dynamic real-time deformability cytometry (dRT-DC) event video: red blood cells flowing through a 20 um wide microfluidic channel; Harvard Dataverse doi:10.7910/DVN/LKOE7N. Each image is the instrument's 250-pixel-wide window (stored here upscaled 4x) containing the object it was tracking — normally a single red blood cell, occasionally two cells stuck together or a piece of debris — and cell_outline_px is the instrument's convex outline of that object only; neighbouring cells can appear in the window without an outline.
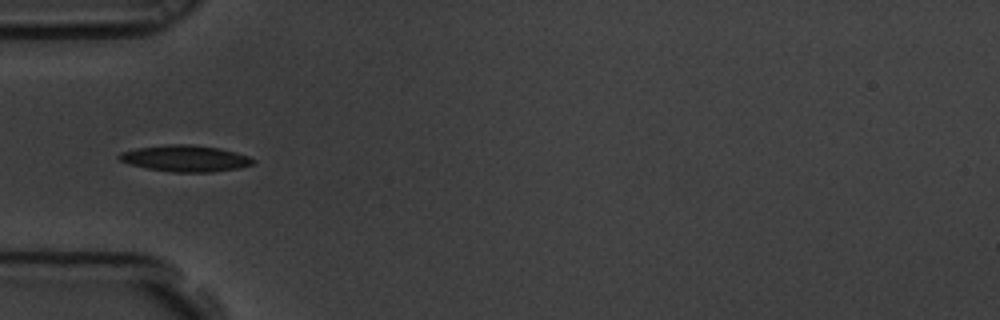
{"species": "common noctule bat (a hibernating species)", "species_latin": "Nyctalus noctula", "temperature_condition": "room temperature", "stored_images_in_passage": 6, "camera_frame_rate_fps": 3000, "um_per_image_px": 0.085, "animal": {"sex": "male", "body_mass_g": 19.5, "forearm_length_mm": 54.6}, "frame": {"image": 1, "passage_image": 4, "time_ms": 1.0, "image_size_px": [1000, 320], "cell_outline_px": [[256, 160], [252, 164], [240, 168], [212, 172], [168, 172], [128, 164], [120, 160], [116, 156], [120, 152], [136, 148], [168, 144], [192, 144], [220, 148], [236, 152], [248, 156]], "centroid_in_image_um": [15.74, 13.46], "position_along_channel_um": 69.3, "area_um2": 20.75}}
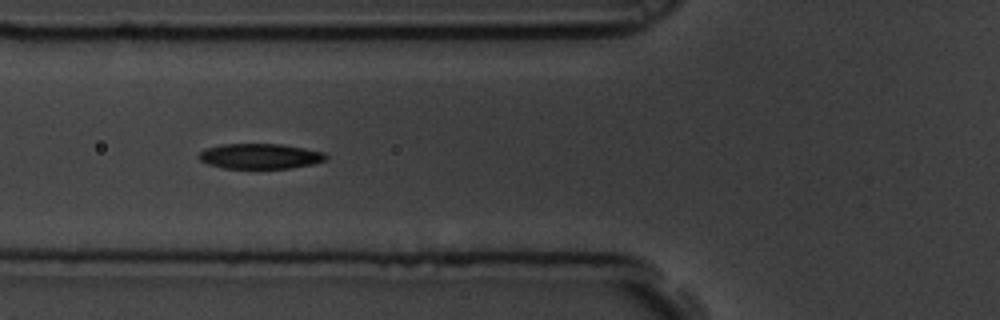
{"frame": {"image": 2, "passage_image": 5, "time_ms": 1.333, "image_size_px": [1000, 320], "cell_outline_px": [[328, 156], [324, 160], [312, 164], [288, 168], [224, 168], [208, 164], [200, 160], [196, 156], [204, 148], [224, 144], [280, 144], [304, 148], [324, 152]], "centroid_in_image_um": [22.06, 13.27], "position_along_channel_um": 103.7, "area_um2": 18.61}}
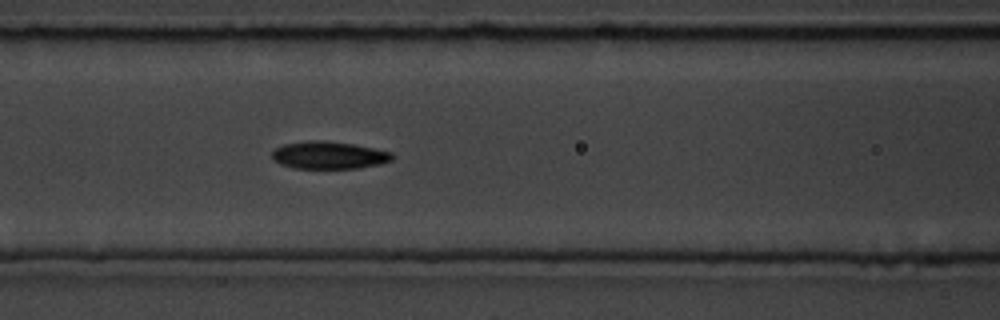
{"frame": {"image": 3, "passage_image": 6, "time_ms": 1.667, "image_size_px": [1000, 320], "cell_outline_px": [[396, 156], [392, 160], [380, 164], [360, 168], [296, 168], [280, 164], [272, 156], [272, 152], [276, 148], [284, 144], [312, 140], [324, 140], [352, 144], [392, 152]], "centroid_in_image_um": [28.0, 13.19], "position_along_channel_um": 138.6, "area_um2": 19.13}}